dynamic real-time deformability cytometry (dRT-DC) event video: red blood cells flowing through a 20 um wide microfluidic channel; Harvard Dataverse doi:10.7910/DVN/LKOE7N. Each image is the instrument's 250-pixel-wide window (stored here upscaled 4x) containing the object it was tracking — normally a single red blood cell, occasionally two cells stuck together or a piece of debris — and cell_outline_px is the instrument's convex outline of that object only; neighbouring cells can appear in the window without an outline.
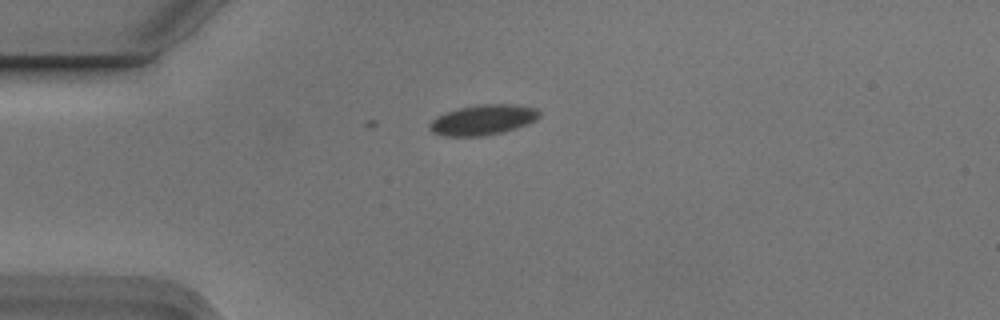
{"species": "Egyptian fruit bat (a non-hibernating species)", "species_latin": "Rousettus aegyptiacus", "temperature_condition": "cold", "stored_images_in_passage": 8, "camera_frame_rate_fps": 3000, "um_per_image_px": 0.085, "animal": {"sex": "male"}, "frame": {"image": 1, "passage_image": 1, "time_ms": 0.0, "image_size_px": [1000, 320], "cell_outline_px": [[540, 116], [536, 120], [516, 128], [500, 132], [480, 136], [448, 136], [432, 132], [428, 128], [432, 120], [436, 116], [444, 112], [476, 104], [516, 104], [536, 108], [540, 112]], "centroid_in_image_um": [41.05, 10.17], "position_along_channel_um": 44.0, "area_um2": 19.31}}
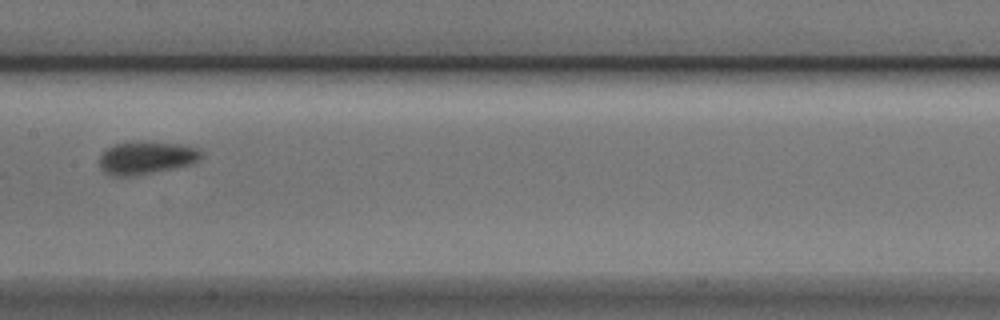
{"frame": {"image": 2, "passage_image": 5, "time_ms": 1.333, "image_size_px": [1000, 320], "cell_outline_px": [[204, 156], [200, 160], [192, 164], [132, 176], [112, 176], [104, 172], [100, 168], [100, 156], [112, 144], [184, 144], [200, 148]], "centroid_in_image_um": [12.49, 13.45], "position_along_channel_um": 194.9, "area_um2": 18.84}}
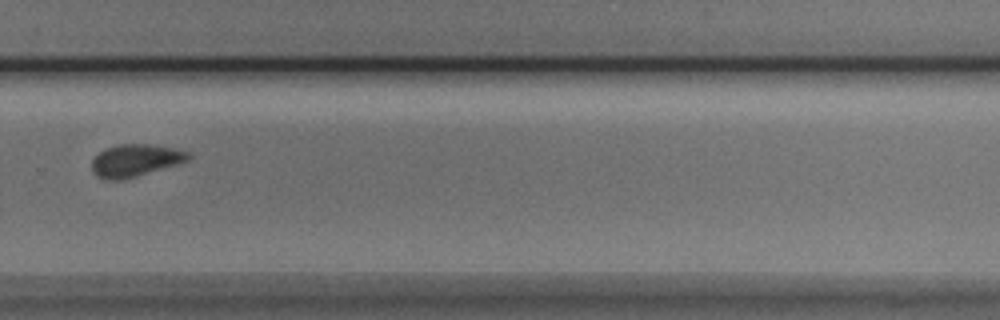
{"frame": {"image": 3, "passage_image": 8, "time_ms": 2.333, "image_size_px": [1000, 320], "cell_outline_px": [[192, 156], [188, 160], [180, 164], [136, 176], [120, 180], [104, 180], [96, 176], [92, 172], [92, 160], [100, 152], [108, 148], [120, 144], [152, 144], [192, 152]], "centroid_in_image_um": [11.54, 13.64], "position_along_channel_um": 318.3, "area_um2": 18.26}}